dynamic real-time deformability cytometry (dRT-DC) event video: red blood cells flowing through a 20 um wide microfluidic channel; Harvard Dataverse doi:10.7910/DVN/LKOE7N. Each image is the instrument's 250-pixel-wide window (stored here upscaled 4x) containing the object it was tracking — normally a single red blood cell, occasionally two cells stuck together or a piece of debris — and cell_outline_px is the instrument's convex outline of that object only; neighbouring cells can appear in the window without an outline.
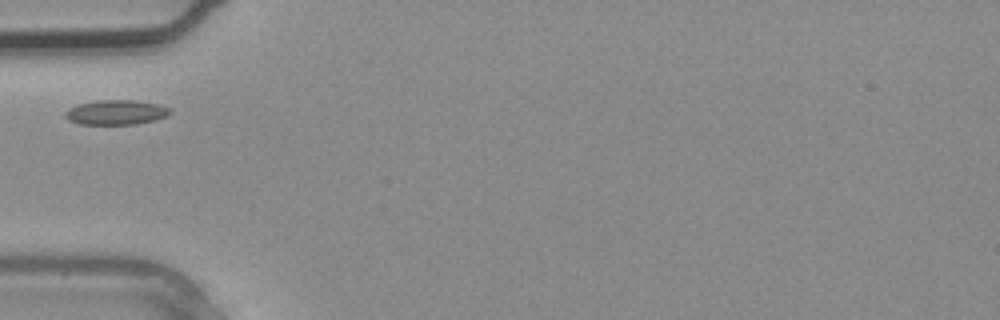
{"species": "common noctule bat (a hibernating species)", "species_latin": "Nyctalus noctula", "temperature_condition": "warm", "stored_images_in_passage": 1, "camera_frame_rate_fps": 3000, "um_per_image_px": 0.085, "animal": {"sex": "male", "body_mass_g": 20.4}, "frame": {"image": 1, "passage_image": 1, "time_ms": 0.0, "image_size_px": [1000, 320], "cell_outline_px": [[172, 112], [168, 116], [156, 120], [136, 124], [80, 124], [68, 120], [64, 116], [64, 112], [68, 108], [76, 104], [96, 100], [132, 100], [160, 104], [168, 108]], "centroid_in_image_um": [9.85, 9.54], "position_along_channel_um": 75.2, "area_um2": 15.32}}